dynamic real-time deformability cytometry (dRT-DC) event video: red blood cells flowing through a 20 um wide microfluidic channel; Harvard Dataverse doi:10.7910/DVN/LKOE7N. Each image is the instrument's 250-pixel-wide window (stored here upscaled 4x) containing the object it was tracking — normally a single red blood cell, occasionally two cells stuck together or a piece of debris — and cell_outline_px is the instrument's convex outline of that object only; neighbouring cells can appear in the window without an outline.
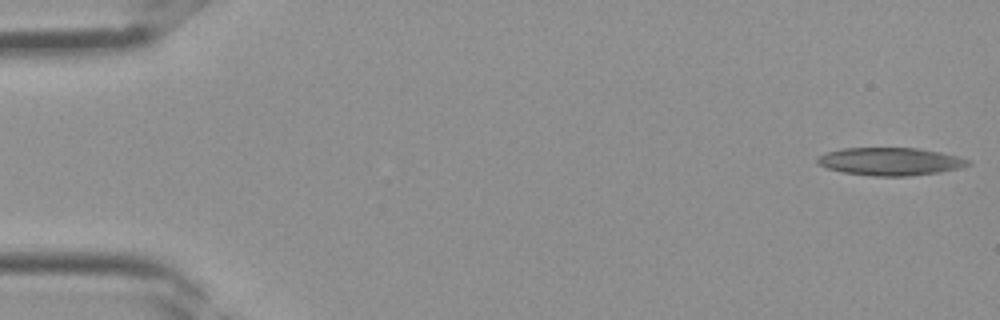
{"species": "Egyptian fruit bat (a non-hibernating species)", "species_latin": "Rousettus aegyptiacus", "temperature_condition": "room temperature", "stored_images_in_passage": 33, "camera_frame_rate_fps": 3000, "um_per_image_px": 0.085, "frame": {"image": 1, "passage_image": 1, "time_ms": 0.0, "image_size_px": [1000, 320], "cell_outline_px": [[972, 164], [960, 168], [940, 172], [908, 176], [872, 176], [844, 172], [828, 168], [816, 164], [816, 156], [840, 148], [916, 148], [940, 152], [972, 160]], "centroid_in_image_um": [75.67, 13.72], "position_along_channel_um": 9.3, "area_um2": 24.51}}
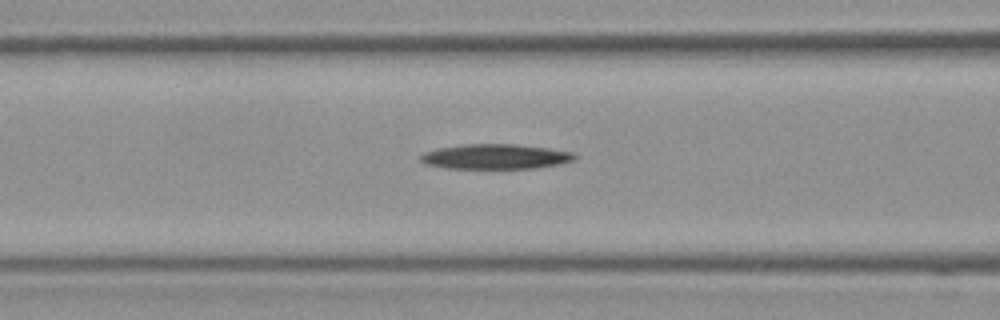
{"frame": {"image": 2, "passage_image": 14, "time_ms": 4.333, "image_size_px": [1000, 320], "cell_outline_px": [[580, 156], [576, 160], [560, 164], [536, 168], [444, 168], [424, 164], [420, 160], [420, 156], [424, 152], [436, 148], [464, 144], [516, 144], [548, 148], [572, 152]], "centroid_in_image_um": [42.13, 13.31], "position_along_channel_um": 124.5, "area_um2": 22.66}}
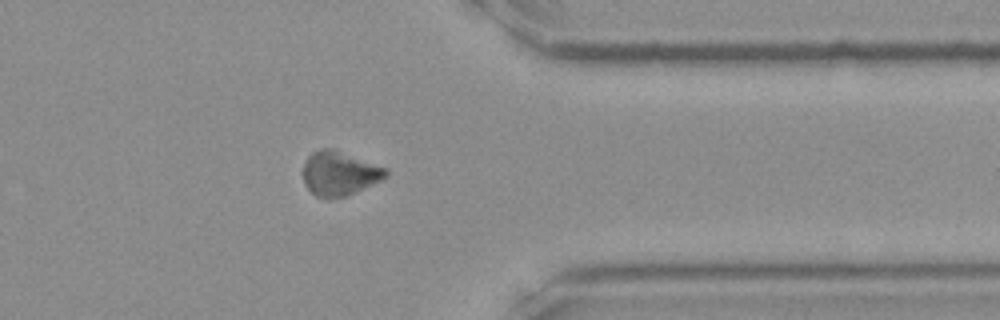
{"frame": {"image": 3, "passage_image": 28, "time_ms": 9.0, "image_size_px": [1000, 320], "cell_outline_px": [[388, 176], [380, 180], [344, 196], [332, 200], [328, 200], [316, 196], [304, 184], [304, 164], [308, 156], [312, 152], [320, 148], [332, 148], [388, 168]], "centroid_in_image_um": [28.84, 14.74], "position_along_channel_um": 382.6, "area_um2": 21.27}}